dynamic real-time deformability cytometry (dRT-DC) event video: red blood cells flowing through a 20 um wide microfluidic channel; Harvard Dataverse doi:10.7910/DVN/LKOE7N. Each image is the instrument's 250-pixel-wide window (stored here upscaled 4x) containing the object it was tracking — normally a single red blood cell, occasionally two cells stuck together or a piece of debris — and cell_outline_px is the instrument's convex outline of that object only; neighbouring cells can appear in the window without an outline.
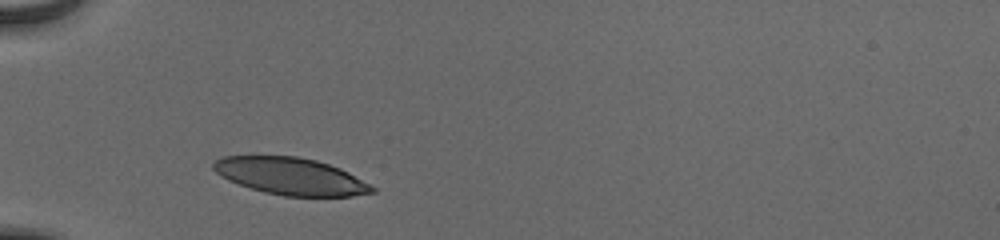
{"species": "human", "species_latin": "Homo sapiens", "temperature_condition": "cold", "stored_images_in_passage": 30, "camera_frame_rate_fps": 3000, "um_per_image_px": 0.085, "donor": {"sex": "male"}, "frame": {"image": 1, "passage_image": 1, "time_ms": 0.0, "image_size_px": [1000, 240], "cell_outline_px": [[376, 192], [352, 196], [284, 196], [264, 192], [228, 180], [220, 176], [212, 168], [212, 164], [216, 160], [224, 156], [296, 156], [316, 160], [340, 168], [348, 172], [376, 188]], "centroid_in_image_um": [24.71, 14.98], "position_along_channel_um": 60.3, "area_um2": 34.1}}
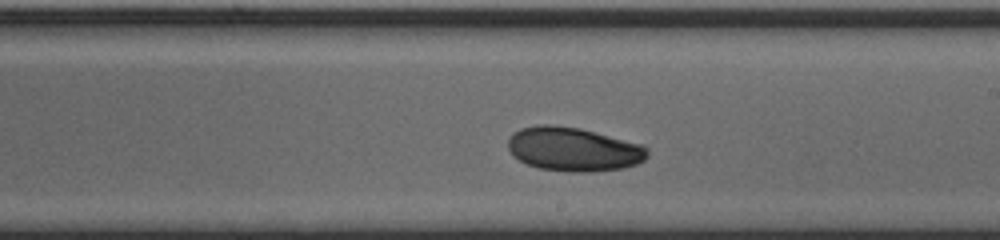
{"frame": {"image": 2, "passage_image": 16, "time_ms": 5.0, "image_size_px": [1000, 240], "cell_outline_px": [[648, 156], [644, 160], [636, 164], [620, 168], [592, 172], [568, 172], [540, 168], [528, 164], [512, 156], [508, 148], [508, 140], [512, 132], [520, 128], [536, 124], [552, 124], [580, 128], [640, 144], [648, 148]], "centroid_in_image_um": [48.7, 12.67], "position_along_channel_um": 240.3, "area_um2": 35.78}}
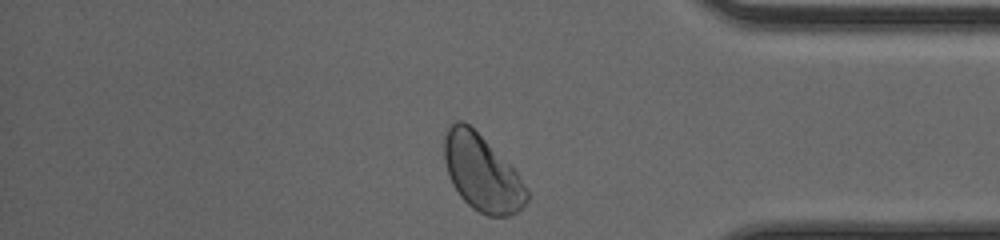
{"frame": {"image": 3, "passage_image": 29, "time_ms": 9.333, "image_size_px": [1000, 240], "cell_outline_px": [[528, 200], [516, 212], [508, 216], [488, 216], [472, 208], [460, 196], [452, 184], [444, 160], [444, 136], [448, 128], [456, 120], [464, 120], [516, 172], [528, 192]], "centroid_in_image_um": [40.93, 14.72], "position_along_channel_um": 394.3, "area_um2": 35.84}, "authors_computed_cell_mechanics": {"area_um2": 35.4603, "velocity_mm_per_s": 3.8596, "shape_relaxation_time_tau1_ms": 2.7395, "shape_relaxation_time_tau2_ms": 5.9163, "deformation_change_tau1": 0.0964, "deformation_change_tau2": 0.0917}}